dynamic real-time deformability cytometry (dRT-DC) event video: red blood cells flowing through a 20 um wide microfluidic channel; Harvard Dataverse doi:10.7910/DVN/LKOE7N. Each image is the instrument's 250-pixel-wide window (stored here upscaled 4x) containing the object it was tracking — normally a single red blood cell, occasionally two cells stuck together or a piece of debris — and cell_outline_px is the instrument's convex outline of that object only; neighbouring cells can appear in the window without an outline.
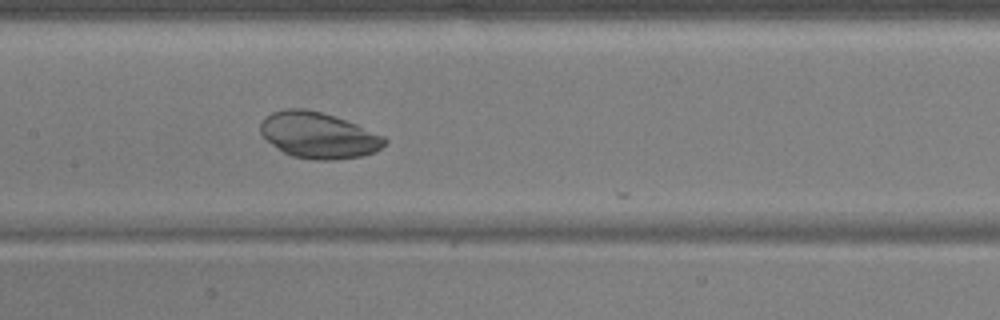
{"species": "common noctule bat (a hibernating species)", "species_latin": "Nyctalus noctula", "temperature_condition": "warm", "stored_images_in_passage": 14, "camera_frame_rate_fps": 3000, "um_per_image_px": 0.085, "animal": {"sex": "male", "body_mass_g": 17.9, "forearm_length_mm": 54.2}, "frame": {"image": 1, "passage_image": 10, "time_ms": 3.0, "image_size_px": [1000, 320], "cell_outline_px": [[388, 140], [376, 152], [360, 156], [336, 160], [316, 160], [292, 156], [284, 152], [272, 144], [260, 132], [260, 124], [264, 116], [272, 112], [284, 108], [304, 108], [320, 112], [356, 124], [384, 136]], "centroid_in_image_um": [27.05, 11.49], "position_along_channel_um": 180.3, "area_um2": 33.18}}
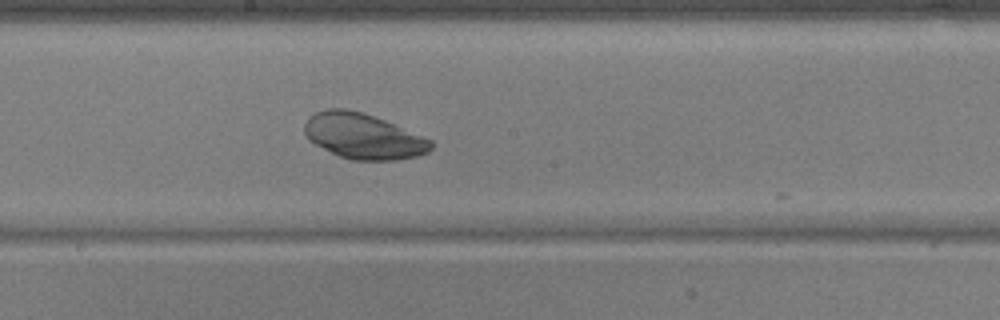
{"frame": {"image": 2, "passage_image": 13, "time_ms": 4.0, "image_size_px": [1000, 320], "cell_outline_px": [[432, 148], [428, 152], [416, 156], [396, 160], [352, 160], [340, 156], [316, 144], [304, 132], [304, 124], [308, 116], [316, 112], [328, 108], [344, 108], [360, 112], [384, 120], [432, 140]], "centroid_in_image_um": [30.87, 11.57], "position_along_channel_um": 217.3, "area_um2": 33.06}}